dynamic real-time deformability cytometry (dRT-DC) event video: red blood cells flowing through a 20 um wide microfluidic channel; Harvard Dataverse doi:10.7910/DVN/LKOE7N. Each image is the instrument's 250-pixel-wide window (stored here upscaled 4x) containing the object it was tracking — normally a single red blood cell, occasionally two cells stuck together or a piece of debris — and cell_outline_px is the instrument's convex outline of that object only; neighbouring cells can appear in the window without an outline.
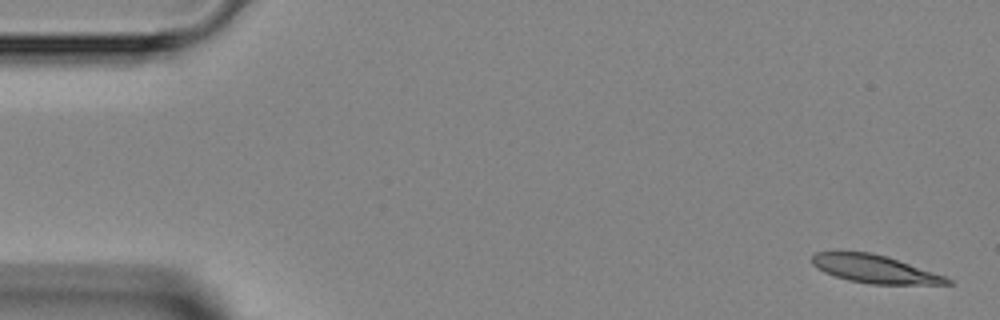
{"species": "Egyptian fruit bat (a non-hibernating species)", "species_latin": "Rousettus aegyptiacus", "temperature_condition": "room temperature", "stored_images_in_passage": 46, "camera_frame_rate_fps": 3000, "um_per_image_px": 0.085, "animal": {"sex": "female"}, "frame": {"image": 1, "passage_image": 1, "time_ms": 0.0, "image_size_px": [1000, 320], "cell_outline_px": [[952, 284], [872, 284], [848, 280], [824, 272], [816, 268], [812, 264], [812, 256], [816, 252], [872, 252], [888, 256], [944, 276], [952, 280]], "centroid_in_image_um": [74.33, 22.86], "position_along_channel_um": 10.7, "area_um2": 21.85}}
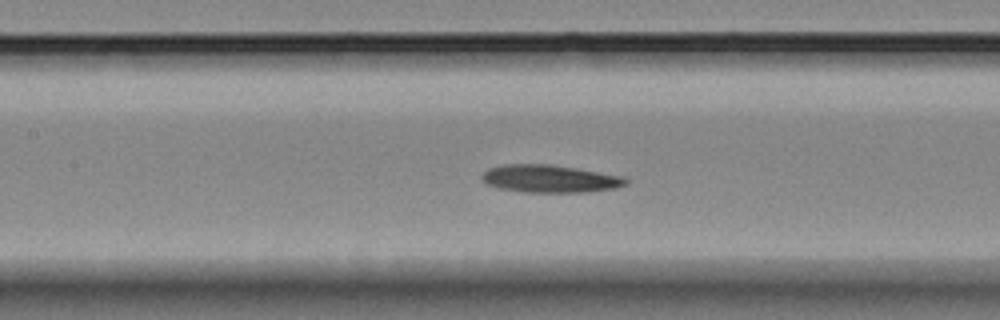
{"frame": {"image": 2, "passage_image": 20, "time_ms": 6.333, "image_size_px": [1000, 320], "cell_outline_px": [[628, 184], [616, 188], [584, 192], [524, 192], [500, 188], [488, 184], [480, 176], [488, 168], [504, 164], [548, 164], [576, 168], [624, 176], [628, 180]], "centroid_in_image_um": [46.76, 15.19], "position_along_channel_um": 160.6, "area_um2": 23.12}}
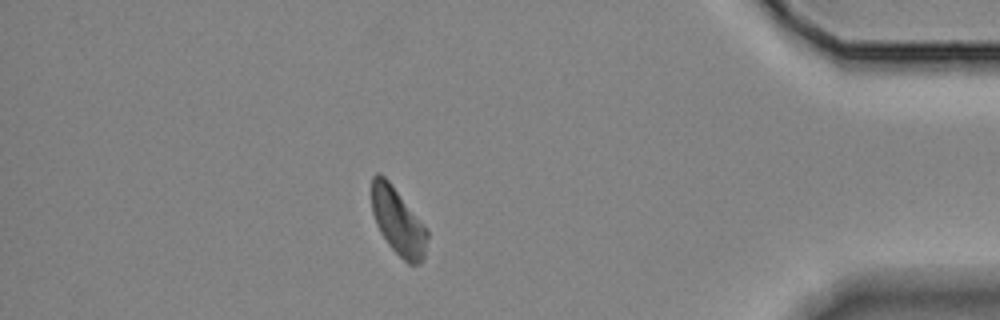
{"frame": {"image": 3, "passage_image": 40, "time_ms": 13.0, "image_size_px": [1000, 320], "cell_outline_px": [[428, 236], [424, 256], [420, 264], [408, 264], [388, 244], [380, 232], [376, 224], [372, 212], [372, 176], [376, 172], [380, 172], [388, 180], [428, 232]], "centroid_in_image_um": [33.8, 18.83], "position_along_channel_um": 401.4, "area_um2": 21.15}}